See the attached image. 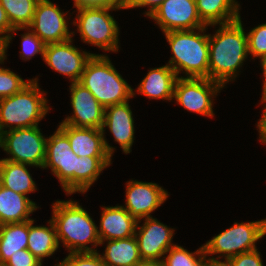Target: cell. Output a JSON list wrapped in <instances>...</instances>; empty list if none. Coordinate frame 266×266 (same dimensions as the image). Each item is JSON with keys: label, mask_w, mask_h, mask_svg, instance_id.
<instances>
[{"label": "cell", "mask_w": 266, "mask_h": 266, "mask_svg": "<svg viewBox=\"0 0 266 266\" xmlns=\"http://www.w3.org/2000/svg\"><path fill=\"white\" fill-rule=\"evenodd\" d=\"M266 235V219L253 222H234L233 226L215 235L203 247L207 258L229 260L230 258L257 249L256 243ZM218 254L217 257L208 255ZM224 256V257H223Z\"/></svg>", "instance_id": "obj_7"}, {"label": "cell", "mask_w": 266, "mask_h": 266, "mask_svg": "<svg viewBox=\"0 0 266 266\" xmlns=\"http://www.w3.org/2000/svg\"><path fill=\"white\" fill-rule=\"evenodd\" d=\"M222 88L223 85L208 78L179 77L173 98L187 111L213 117V98H216Z\"/></svg>", "instance_id": "obj_10"}, {"label": "cell", "mask_w": 266, "mask_h": 266, "mask_svg": "<svg viewBox=\"0 0 266 266\" xmlns=\"http://www.w3.org/2000/svg\"><path fill=\"white\" fill-rule=\"evenodd\" d=\"M166 254L168 255L164 256L160 266H204L207 258L203 245L195 252H190L183 246L175 244Z\"/></svg>", "instance_id": "obj_29"}, {"label": "cell", "mask_w": 266, "mask_h": 266, "mask_svg": "<svg viewBox=\"0 0 266 266\" xmlns=\"http://www.w3.org/2000/svg\"><path fill=\"white\" fill-rule=\"evenodd\" d=\"M177 74L168 65L151 68L137 87V92L149 99L174 100V87Z\"/></svg>", "instance_id": "obj_20"}, {"label": "cell", "mask_w": 266, "mask_h": 266, "mask_svg": "<svg viewBox=\"0 0 266 266\" xmlns=\"http://www.w3.org/2000/svg\"><path fill=\"white\" fill-rule=\"evenodd\" d=\"M73 25L77 26L84 43L97 46L104 51L118 52L119 27L109 11L125 7H79Z\"/></svg>", "instance_id": "obj_6"}, {"label": "cell", "mask_w": 266, "mask_h": 266, "mask_svg": "<svg viewBox=\"0 0 266 266\" xmlns=\"http://www.w3.org/2000/svg\"><path fill=\"white\" fill-rule=\"evenodd\" d=\"M66 19V14L56 4L50 0H39L29 28L45 44L63 42L75 35L74 31H69Z\"/></svg>", "instance_id": "obj_13"}, {"label": "cell", "mask_w": 266, "mask_h": 266, "mask_svg": "<svg viewBox=\"0 0 266 266\" xmlns=\"http://www.w3.org/2000/svg\"><path fill=\"white\" fill-rule=\"evenodd\" d=\"M125 205L129 214L141 223L168 198V192L157 183L130 180L126 183Z\"/></svg>", "instance_id": "obj_15"}, {"label": "cell", "mask_w": 266, "mask_h": 266, "mask_svg": "<svg viewBox=\"0 0 266 266\" xmlns=\"http://www.w3.org/2000/svg\"><path fill=\"white\" fill-rule=\"evenodd\" d=\"M197 12L206 26L234 22L240 17L241 6L236 0H196Z\"/></svg>", "instance_id": "obj_23"}, {"label": "cell", "mask_w": 266, "mask_h": 266, "mask_svg": "<svg viewBox=\"0 0 266 266\" xmlns=\"http://www.w3.org/2000/svg\"><path fill=\"white\" fill-rule=\"evenodd\" d=\"M78 165L79 156L71 150L68 137L57 127L54 134L47 137L43 169L50 168L67 195H72L78 193Z\"/></svg>", "instance_id": "obj_8"}, {"label": "cell", "mask_w": 266, "mask_h": 266, "mask_svg": "<svg viewBox=\"0 0 266 266\" xmlns=\"http://www.w3.org/2000/svg\"><path fill=\"white\" fill-rule=\"evenodd\" d=\"M100 224L97 227L100 242L135 236L137 220L122 206H102Z\"/></svg>", "instance_id": "obj_18"}, {"label": "cell", "mask_w": 266, "mask_h": 266, "mask_svg": "<svg viewBox=\"0 0 266 266\" xmlns=\"http://www.w3.org/2000/svg\"><path fill=\"white\" fill-rule=\"evenodd\" d=\"M51 221L59 245L61 242L69 253L97 252L92 247L100 245L98 226L79 202L57 200L52 205Z\"/></svg>", "instance_id": "obj_2"}, {"label": "cell", "mask_w": 266, "mask_h": 266, "mask_svg": "<svg viewBox=\"0 0 266 266\" xmlns=\"http://www.w3.org/2000/svg\"><path fill=\"white\" fill-rule=\"evenodd\" d=\"M142 225L137 222L135 237L140 256L144 263L160 265L172 243L174 228H169L156 218H144ZM138 229V230H137Z\"/></svg>", "instance_id": "obj_11"}, {"label": "cell", "mask_w": 266, "mask_h": 266, "mask_svg": "<svg viewBox=\"0 0 266 266\" xmlns=\"http://www.w3.org/2000/svg\"><path fill=\"white\" fill-rule=\"evenodd\" d=\"M54 266H106L99 251L97 252H82V253H68L63 261Z\"/></svg>", "instance_id": "obj_33"}, {"label": "cell", "mask_w": 266, "mask_h": 266, "mask_svg": "<svg viewBox=\"0 0 266 266\" xmlns=\"http://www.w3.org/2000/svg\"><path fill=\"white\" fill-rule=\"evenodd\" d=\"M13 29L4 8L0 4V37L6 40Z\"/></svg>", "instance_id": "obj_38"}, {"label": "cell", "mask_w": 266, "mask_h": 266, "mask_svg": "<svg viewBox=\"0 0 266 266\" xmlns=\"http://www.w3.org/2000/svg\"><path fill=\"white\" fill-rule=\"evenodd\" d=\"M204 266H232L229 260H216V259H210L206 258Z\"/></svg>", "instance_id": "obj_40"}, {"label": "cell", "mask_w": 266, "mask_h": 266, "mask_svg": "<svg viewBox=\"0 0 266 266\" xmlns=\"http://www.w3.org/2000/svg\"><path fill=\"white\" fill-rule=\"evenodd\" d=\"M29 221L0 225V266L18 250L27 249Z\"/></svg>", "instance_id": "obj_26"}, {"label": "cell", "mask_w": 266, "mask_h": 266, "mask_svg": "<svg viewBox=\"0 0 266 266\" xmlns=\"http://www.w3.org/2000/svg\"><path fill=\"white\" fill-rule=\"evenodd\" d=\"M72 44L73 38L46 44L43 60L51 69L75 83L80 81L85 65L93 53L79 50Z\"/></svg>", "instance_id": "obj_14"}, {"label": "cell", "mask_w": 266, "mask_h": 266, "mask_svg": "<svg viewBox=\"0 0 266 266\" xmlns=\"http://www.w3.org/2000/svg\"><path fill=\"white\" fill-rule=\"evenodd\" d=\"M27 30L28 32L21 34V52L20 56L22 60L28 61L32 59L36 54H40L44 58L46 44L28 27V28H14L6 39V52L9 47L10 41L14 37L13 34H16V31Z\"/></svg>", "instance_id": "obj_30"}, {"label": "cell", "mask_w": 266, "mask_h": 266, "mask_svg": "<svg viewBox=\"0 0 266 266\" xmlns=\"http://www.w3.org/2000/svg\"><path fill=\"white\" fill-rule=\"evenodd\" d=\"M104 107L127 102L135 91L103 54H93L87 61L79 81Z\"/></svg>", "instance_id": "obj_4"}, {"label": "cell", "mask_w": 266, "mask_h": 266, "mask_svg": "<svg viewBox=\"0 0 266 266\" xmlns=\"http://www.w3.org/2000/svg\"><path fill=\"white\" fill-rule=\"evenodd\" d=\"M264 104L262 117L257 122V130L259 131V140L262 144H266V98L261 99L260 104Z\"/></svg>", "instance_id": "obj_39"}, {"label": "cell", "mask_w": 266, "mask_h": 266, "mask_svg": "<svg viewBox=\"0 0 266 266\" xmlns=\"http://www.w3.org/2000/svg\"><path fill=\"white\" fill-rule=\"evenodd\" d=\"M40 130L33 126L3 132L2 150L9 157L2 159L43 168L47 137Z\"/></svg>", "instance_id": "obj_9"}, {"label": "cell", "mask_w": 266, "mask_h": 266, "mask_svg": "<svg viewBox=\"0 0 266 266\" xmlns=\"http://www.w3.org/2000/svg\"><path fill=\"white\" fill-rule=\"evenodd\" d=\"M260 65H261V68H262V71H263V77H264V80H263V92H262V99L263 98H266V57L260 59Z\"/></svg>", "instance_id": "obj_41"}, {"label": "cell", "mask_w": 266, "mask_h": 266, "mask_svg": "<svg viewBox=\"0 0 266 266\" xmlns=\"http://www.w3.org/2000/svg\"><path fill=\"white\" fill-rule=\"evenodd\" d=\"M247 34L248 55L262 59L266 57V23H262Z\"/></svg>", "instance_id": "obj_32"}, {"label": "cell", "mask_w": 266, "mask_h": 266, "mask_svg": "<svg viewBox=\"0 0 266 266\" xmlns=\"http://www.w3.org/2000/svg\"><path fill=\"white\" fill-rule=\"evenodd\" d=\"M218 28L215 34H209L208 79L225 87L236 79L248 57L247 34L241 16L234 22L219 24Z\"/></svg>", "instance_id": "obj_1"}, {"label": "cell", "mask_w": 266, "mask_h": 266, "mask_svg": "<svg viewBox=\"0 0 266 266\" xmlns=\"http://www.w3.org/2000/svg\"><path fill=\"white\" fill-rule=\"evenodd\" d=\"M39 206L28 196L16 193L0 184V225L32 220L30 214Z\"/></svg>", "instance_id": "obj_21"}, {"label": "cell", "mask_w": 266, "mask_h": 266, "mask_svg": "<svg viewBox=\"0 0 266 266\" xmlns=\"http://www.w3.org/2000/svg\"><path fill=\"white\" fill-rule=\"evenodd\" d=\"M35 220H29L27 249L43 263V258L52 256L59 248L57 234L51 219L48 226L33 225Z\"/></svg>", "instance_id": "obj_25"}, {"label": "cell", "mask_w": 266, "mask_h": 266, "mask_svg": "<svg viewBox=\"0 0 266 266\" xmlns=\"http://www.w3.org/2000/svg\"><path fill=\"white\" fill-rule=\"evenodd\" d=\"M58 128L68 137L71 150L79 157L110 156L102 129L74 127L64 123H59Z\"/></svg>", "instance_id": "obj_19"}, {"label": "cell", "mask_w": 266, "mask_h": 266, "mask_svg": "<svg viewBox=\"0 0 266 266\" xmlns=\"http://www.w3.org/2000/svg\"><path fill=\"white\" fill-rule=\"evenodd\" d=\"M206 27L195 30L169 31L164 33L172 55L168 65L179 76L186 78H208L209 34Z\"/></svg>", "instance_id": "obj_3"}, {"label": "cell", "mask_w": 266, "mask_h": 266, "mask_svg": "<svg viewBox=\"0 0 266 266\" xmlns=\"http://www.w3.org/2000/svg\"><path fill=\"white\" fill-rule=\"evenodd\" d=\"M69 90L73 114L68 115L61 123L74 127L102 129L105 108L81 83H71Z\"/></svg>", "instance_id": "obj_16"}, {"label": "cell", "mask_w": 266, "mask_h": 266, "mask_svg": "<svg viewBox=\"0 0 266 266\" xmlns=\"http://www.w3.org/2000/svg\"><path fill=\"white\" fill-rule=\"evenodd\" d=\"M43 263L37 259L28 249L18 250L2 266H42Z\"/></svg>", "instance_id": "obj_34"}, {"label": "cell", "mask_w": 266, "mask_h": 266, "mask_svg": "<svg viewBox=\"0 0 266 266\" xmlns=\"http://www.w3.org/2000/svg\"><path fill=\"white\" fill-rule=\"evenodd\" d=\"M165 0H127L126 9L148 7L147 12L144 15L150 16L156 8H158Z\"/></svg>", "instance_id": "obj_37"}, {"label": "cell", "mask_w": 266, "mask_h": 266, "mask_svg": "<svg viewBox=\"0 0 266 266\" xmlns=\"http://www.w3.org/2000/svg\"><path fill=\"white\" fill-rule=\"evenodd\" d=\"M39 0H0L13 28H28Z\"/></svg>", "instance_id": "obj_28"}, {"label": "cell", "mask_w": 266, "mask_h": 266, "mask_svg": "<svg viewBox=\"0 0 266 266\" xmlns=\"http://www.w3.org/2000/svg\"><path fill=\"white\" fill-rule=\"evenodd\" d=\"M5 57L0 64H4ZM32 79L24 81L18 74L0 66V99L10 97L20 92Z\"/></svg>", "instance_id": "obj_31"}, {"label": "cell", "mask_w": 266, "mask_h": 266, "mask_svg": "<svg viewBox=\"0 0 266 266\" xmlns=\"http://www.w3.org/2000/svg\"><path fill=\"white\" fill-rule=\"evenodd\" d=\"M74 6L79 7H125L127 0H73Z\"/></svg>", "instance_id": "obj_36"}, {"label": "cell", "mask_w": 266, "mask_h": 266, "mask_svg": "<svg viewBox=\"0 0 266 266\" xmlns=\"http://www.w3.org/2000/svg\"><path fill=\"white\" fill-rule=\"evenodd\" d=\"M3 132L0 129V148L2 149Z\"/></svg>", "instance_id": "obj_43"}, {"label": "cell", "mask_w": 266, "mask_h": 266, "mask_svg": "<svg viewBox=\"0 0 266 266\" xmlns=\"http://www.w3.org/2000/svg\"><path fill=\"white\" fill-rule=\"evenodd\" d=\"M27 166L31 165L0 159V184L25 196L35 192L36 183Z\"/></svg>", "instance_id": "obj_24"}, {"label": "cell", "mask_w": 266, "mask_h": 266, "mask_svg": "<svg viewBox=\"0 0 266 266\" xmlns=\"http://www.w3.org/2000/svg\"><path fill=\"white\" fill-rule=\"evenodd\" d=\"M45 95L36 77L20 92L0 99L1 131L38 126L50 110Z\"/></svg>", "instance_id": "obj_5"}, {"label": "cell", "mask_w": 266, "mask_h": 266, "mask_svg": "<svg viewBox=\"0 0 266 266\" xmlns=\"http://www.w3.org/2000/svg\"><path fill=\"white\" fill-rule=\"evenodd\" d=\"M111 156L79 157L78 193L84 194L97 181L101 172L111 165Z\"/></svg>", "instance_id": "obj_27"}, {"label": "cell", "mask_w": 266, "mask_h": 266, "mask_svg": "<svg viewBox=\"0 0 266 266\" xmlns=\"http://www.w3.org/2000/svg\"><path fill=\"white\" fill-rule=\"evenodd\" d=\"M258 249L243 252L229 259L232 266H264Z\"/></svg>", "instance_id": "obj_35"}, {"label": "cell", "mask_w": 266, "mask_h": 266, "mask_svg": "<svg viewBox=\"0 0 266 266\" xmlns=\"http://www.w3.org/2000/svg\"><path fill=\"white\" fill-rule=\"evenodd\" d=\"M129 105V100L121 104H115L105 108L104 111V124L102 127V132L104 135V143L108 154L113 156L115 148L110 146L106 141L105 130L106 127L110 130L114 137V141L117 142L122 151L125 154L131 152V147L134 142V118L132 110Z\"/></svg>", "instance_id": "obj_17"}, {"label": "cell", "mask_w": 266, "mask_h": 266, "mask_svg": "<svg viewBox=\"0 0 266 266\" xmlns=\"http://www.w3.org/2000/svg\"><path fill=\"white\" fill-rule=\"evenodd\" d=\"M138 266H160V265H156V264H151V263H142Z\"/></svg>", "instance_id": "obj_42"}, {"label": "cell", "mask_w": 266, "mask_h": 266, "mask_svg": "<svg viewBox=\"0 0 266 266\" xmlns=\"http://www.w3.org/2000/svg\"><path fill=\"white\" fill-rule=\"evenodd\" d=\"M107 243L104 253L100 257L106 266H138L143 262L138 242L135 236L125 239L101 241Z\"/></svg>", "instance_id": "obj_22"}, {"label": "cell", "mask_w": 266, "mask_h": 266, "mask_svg": "<svg viewBox=\"0 0 266 266\" xmlns=\"http://www.w3.org/2000/svg\"><path fill=\"white\" fill-rule=\"evenodd\" d=\"M149 18L155 21L163 34L206 27L198 15L196 0H165Z\"/></svg>", "instance_id": "obj_12"}]
</instances>
